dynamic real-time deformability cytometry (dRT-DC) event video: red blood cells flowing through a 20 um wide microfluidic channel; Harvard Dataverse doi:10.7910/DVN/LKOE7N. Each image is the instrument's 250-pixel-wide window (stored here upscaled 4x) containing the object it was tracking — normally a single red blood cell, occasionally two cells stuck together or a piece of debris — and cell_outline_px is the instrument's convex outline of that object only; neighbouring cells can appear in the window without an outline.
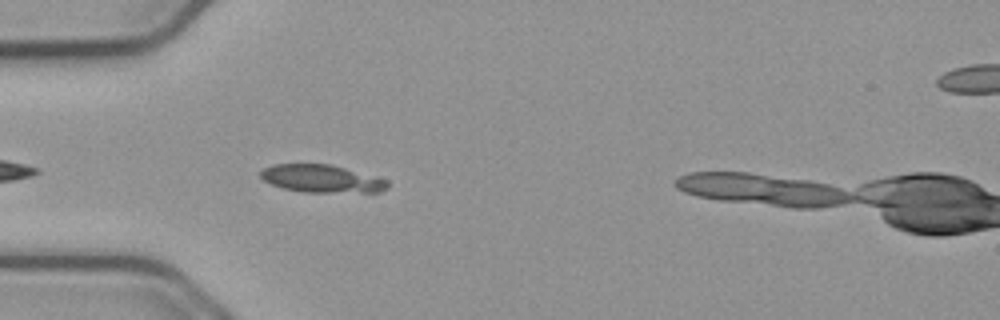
{"species": "common noctule bat (a hibernating species)", "species_latin": "Nyctalus noctula", "temperature_condition": "cold", "stored_images_in_passage": 39, "camera_frame_rate_fps": 3000, "um_per_image_px": 0.085, "animal": {"sex": "male", "body_mass_g": 23.1, "forearm_length_mm": 52.7}, "frame": {"image": 1, "passage_image": 4, "time_ms": 1.0, "image_size_px": [1000, 320], "cell_outline_px": [[388, 188], [380, 192], [304, 192], [284, 188], [272, 184], [264, 180], [260, 176], [260, 172], [264, 168], [272, 164], [332, 164], [376, 176], [388, 180]], "centroid_in_image_um": [27.37, 15.18], "position_along_channel_um": 57.6, "area_um2": 20.58}}